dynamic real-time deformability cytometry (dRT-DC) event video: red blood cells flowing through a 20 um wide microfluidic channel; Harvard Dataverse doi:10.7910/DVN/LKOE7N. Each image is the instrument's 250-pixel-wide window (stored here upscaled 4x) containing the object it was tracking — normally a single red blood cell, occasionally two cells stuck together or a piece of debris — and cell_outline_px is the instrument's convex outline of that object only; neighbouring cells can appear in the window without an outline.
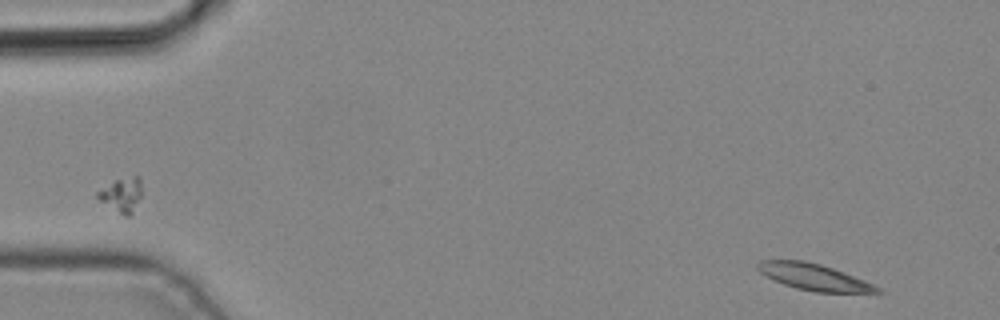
{"species": "common noctule bat (a hibernating species)", "species_latin": "Nyctalus noctula", "temperature_condition": "cold", "stored_images_in_passage": 4, "camera_frame_rate_fps": 3000, "um_per_image_px": 0.085, "animal": {"sex": "male", "body_mass_g": 19.2, "forearm_length_mm": 51.8}, "frame": {"image": 1, "passage_image": 1, "time_ms": 0.0, "image_size_px": [1000, 320], "cell_outline_px": [[884, 292], [816, 292], [796, 288], [784, 284], [760, 272], [756, 268], [756, 264], [760, 260], [804, 260], [820, 264], [844, 272], [864, 280], [880, 288]], "centroid_in_image_um": [69.17, 23.53], "position_along_channel_um": 15.8, "area_um2": 18.09}}
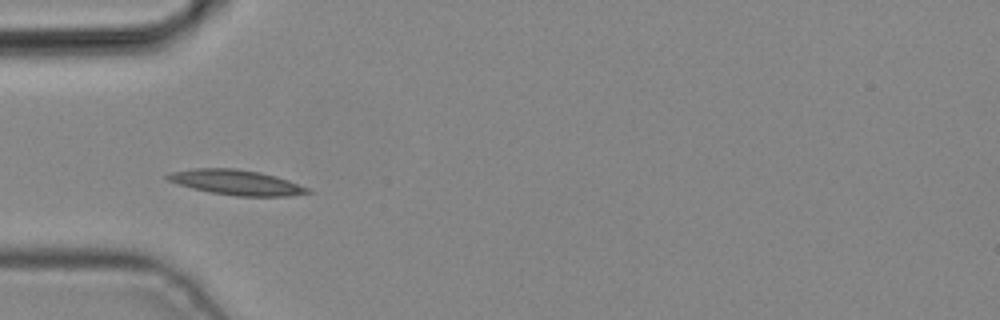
{"frame": {"image": 2, "passage_image": 4, "time_ms": 1.0, "image_size_px": [1000, 320], "cell_outline_px": [[312, 192], [288, 196], [236, 196], [212, 192], [192, 188], [168, 180], [164, 176], [168, 172], [192, 168], [236, 168], [260, 172], [276, 176], [288, 180], [308, 188]], "centroid_in_image_um": [20.06, 15.49], "position_along_channel_um": 64.9, "area_um2": 20.4}}